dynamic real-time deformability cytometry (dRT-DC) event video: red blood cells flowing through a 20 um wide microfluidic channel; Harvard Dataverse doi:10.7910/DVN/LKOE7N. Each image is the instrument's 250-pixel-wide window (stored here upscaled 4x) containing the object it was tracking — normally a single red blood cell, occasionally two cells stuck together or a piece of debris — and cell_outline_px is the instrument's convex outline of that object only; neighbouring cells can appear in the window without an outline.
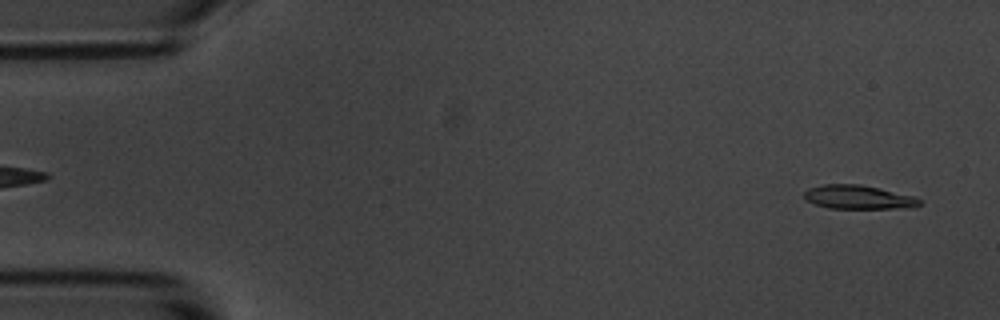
{"species": "common noctule bat (a hibernating species)", "species_latin": "Nyctalus noctula", "temperature_condition": "room temperature", "stored_images_in_passage": 57, "segment_of_instrument_passage": [1, 2], "camera_frame_rate_fps": 3000, "um_per_image_px": 0.085, "animal": {"sex": "male", "body_mass_g": 20.1, "forearm_length_mm": 53.5}, "frame": {"image": 1, "passage_image": 2, "time_ms": 0.333, "image_size_px": [1000, 320], "cell_outline_px": [[920, 204], [916, 208], [828, 208], [816, 204], [808, 200], [804, 196], [804, 192], [808, 188], [824, 184], [860, 184], [880, 188], [912, 196], [920, 200]], "centroid_in_image_um": [72.97, 16.75], "position_along_channel_um": 12.0, "area_um2": 15.9}}
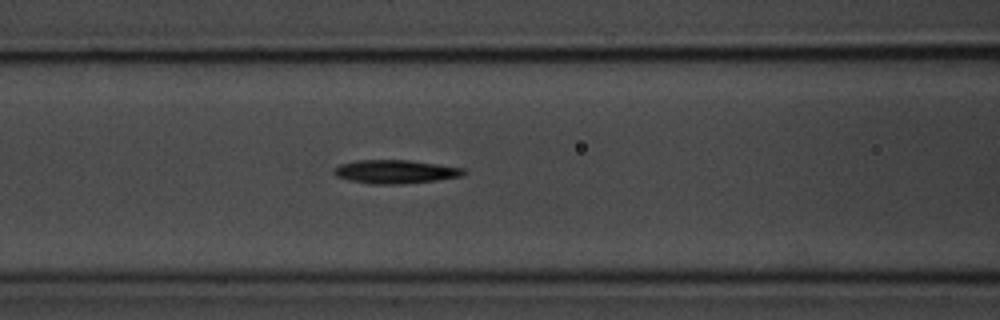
{"frame": {"image": 2, "passage_image": 22, "time_ms": 7.0, "image_size_px": [1000, 320], "cell_outline_px": [[468, 172], [464, 176], [436, 180], [400, 184], [368, 184], [348, 180], [336, 176], [332, 172], [340, 164], [356, 160], [408, 160], [464, 168]], "centroid_in_image_um": [33.61, 14.6], "position_along_channel_um": 133.0, "area_um2": 17.86}}
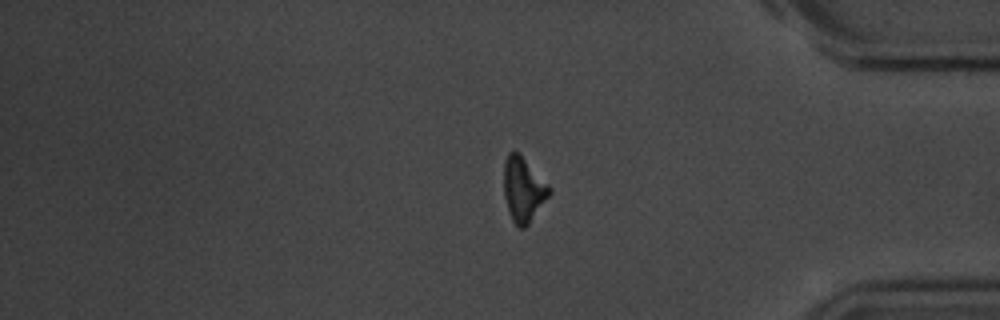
{"frame": {"image": 3, "passage_image": 46, "time_ms": 15.0, "image_size_px": [1000, 320], "cell_outline_px": [[552, 192], [528, 224], [524, 228], [520, 228], [512, 220], [508, 212], [504, 196], [504, 164], [508, 152], [516, 152], [552, 188]], "centroid_in_image_um": [44.47, 16.14], "position_along_channel_um": 390.7, "area_um2": 16.7}}